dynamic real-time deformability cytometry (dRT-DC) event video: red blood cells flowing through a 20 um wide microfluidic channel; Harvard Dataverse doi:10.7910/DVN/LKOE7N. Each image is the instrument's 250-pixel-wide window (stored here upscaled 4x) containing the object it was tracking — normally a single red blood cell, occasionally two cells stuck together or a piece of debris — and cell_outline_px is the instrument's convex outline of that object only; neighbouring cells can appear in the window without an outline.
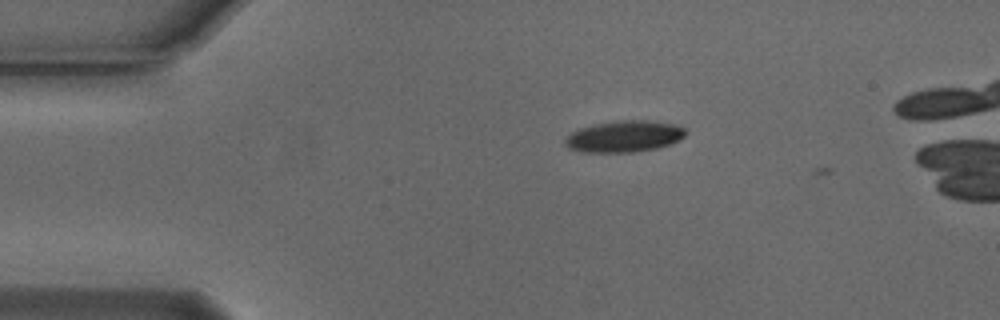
{"species": "Egyptian fruit bat (a non-hibernating species)", "species_latin": "Rousettus aegyptiacus", "temperature_condition": "cold", "stored_images_in_passage": 2, "camera_frame_rate_fps": 3000, "um_per_image_px": 0.085, "animal": {"sex": "male"}, "frame": {"image": 1, "passage_image": 1, "time_ms": 0.0, "image_size_px": [1000, 320], "cell_outline_px": [[688, 132], [680, 140], [656, 148], [632, 152], [584, 152], [568, 148], [564, 144], [564, 140], [572, 132], [580, 128], [596, 124], [616, 120], [648, 120], [676, 124], [684, 128]], "centroid_in_image_um": [53.07, 11.58], "position_along_channel_um": 31.9, "area_um2": 22.08}}